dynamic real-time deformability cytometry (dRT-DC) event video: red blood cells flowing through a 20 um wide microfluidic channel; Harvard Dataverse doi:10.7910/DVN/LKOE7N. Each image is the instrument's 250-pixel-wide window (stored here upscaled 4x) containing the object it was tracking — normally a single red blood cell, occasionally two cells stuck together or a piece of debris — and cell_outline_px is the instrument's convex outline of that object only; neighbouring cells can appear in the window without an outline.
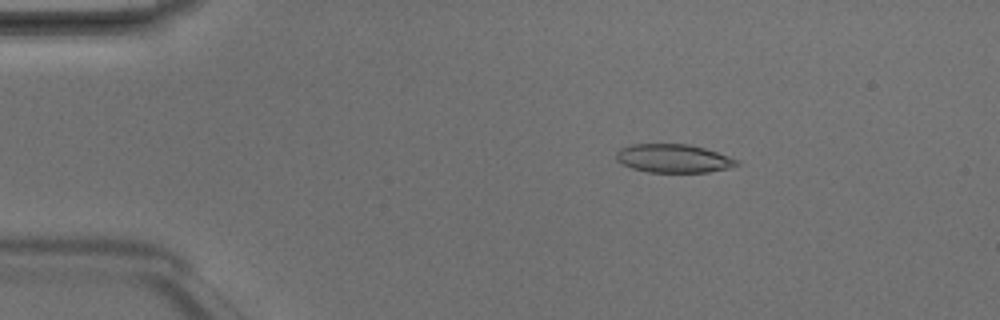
{"species": "Egyptian fruit bat (a non-hibernating species)", "species_latin": "Rousettus aegyptiacus", "temperature_condition": "room temperature", "stored_images_in_passage": 4, "camera_frame_rate_fps": 3000, "um_per_image_px": 0.085, "animal": {"sex": "male"}, "frame": {"image": 1, "passage_image": 3, "time_ms": 0.667, "image_size_px": [1000, 320], "cell_outline_px": [[740, 164], [728, 168], [708, 172], [648, 172], [632, 168], [616, 160], [616, 152], [620, 148], [632, 144], [688, 144], [704, 148], [740, 160]], "centroid_in_image_um": [57.25, 13.46], "position_along_channel_um": 27.8, "area_um2": 19.94}}